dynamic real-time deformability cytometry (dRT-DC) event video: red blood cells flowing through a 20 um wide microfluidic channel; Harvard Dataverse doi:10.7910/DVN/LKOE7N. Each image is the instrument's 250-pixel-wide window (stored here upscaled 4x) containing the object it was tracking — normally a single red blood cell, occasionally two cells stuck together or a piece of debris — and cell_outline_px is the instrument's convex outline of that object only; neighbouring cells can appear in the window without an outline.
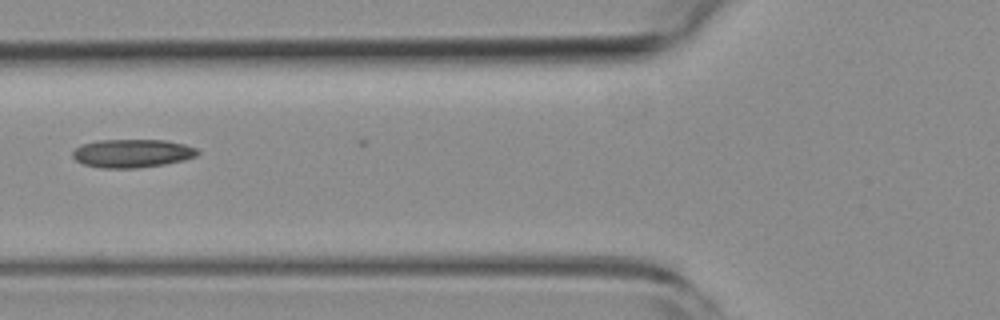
{"species": "common noctule bat (a hibernating species)", "species_latin": "Nyctalus noctula", "temperature_condition": "room temperature", "stored_images_in_passage": 3, "camera_frame_rate_fps": 3000, "um_per_image_px": 0.085, "animal": {"sex": "female", "body_mass_g": 19.3, "forearm_length_mm": 54.1}, "frame": {"image": 1, "passage_image": 2, "time_ms": 0.333, "image_size_px": [1000, 320], "cell_outline_px": [[200, 152], [196, 156], [184, 160], [164, 164], [136, 168], [100, 168], [84, 164], [76, 160], [72, 156], [72, 152], [80, 144], [96, 140], [164, 140], [184, 144], [196, 148]], "centroid_in_image_um": [11.21, 13.03], "position_along_channel_um": 114.6, "area_um2": 20.69}}